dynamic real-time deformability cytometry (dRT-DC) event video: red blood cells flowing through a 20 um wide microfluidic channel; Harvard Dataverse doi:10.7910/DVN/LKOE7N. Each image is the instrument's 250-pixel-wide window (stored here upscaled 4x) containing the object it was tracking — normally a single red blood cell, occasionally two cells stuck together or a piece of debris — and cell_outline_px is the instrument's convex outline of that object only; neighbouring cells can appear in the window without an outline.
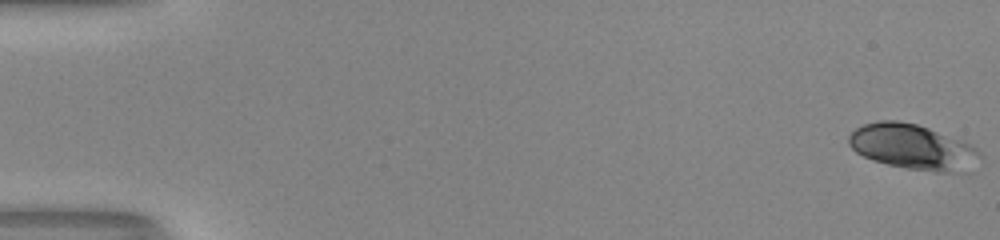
{"species": "human", "species_latin": "Homo sapiens", "temperature_condition": "room temperature", "stored_images_in_passage": 52, "camera_frame_rate_fps": 3000, "um_per_image_px": 0.085, "donor": {"sex": "male"}, "frame": {"image": 1, "passage_image": 1, "time_ms": 0.0, "image_size_px": [1000, 240], "cell_outline_px": [[984, 160], [972, 172], [936, 172], [908, 168], [888, 164], [872, 160], [856, 152], [848, 144], [848, 136], [856, 128], [864, 124], [876, 120], [896, 120], [916, 124], [928, 128], [972, 144], [980, 152]], "centroid_in_image_um": [77.68, 12.51], "position_along_channel_um": 7.3, "area_um2": 35.14}}
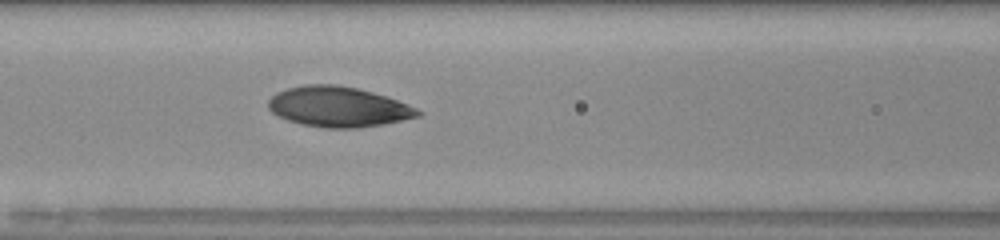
{"frame": {"image": 2, "passage_image": 23, "time_ms": 7.333, "image_size_px": [1000, 240], "cell_outline_px": [[424, 112], [420, 116], [384, 124], [356, 128], [324, 128], [300, 124], [288, 120], [272, 112], [268, 108], [268, 100], [276, 92], [288, 88], [304, 84], [336, 84], [356, 88], [372, 92], [408, 104]], "centroid_in_image_um": [28.75, 9.08], "position_along_channel_um": 137.9, "area_um2": 35.08}}
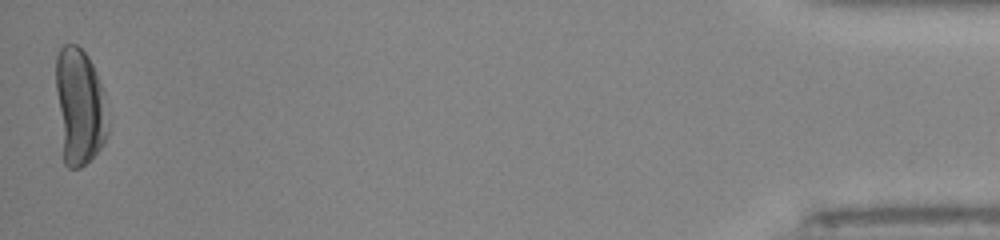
{"frame": {"image": 3, "passage_image": 52, "time_ms": 17.0, "image_size_px": [1000, 240], "cell_outline_px": [[108, 132], [100, 148], [80, 168], [68, 168], [64, 164], [56, 88], [56, 56], [60, 48], [64, 44], [76, 44], [88, 56], [96, 72], [104, 92], [108, 128]], "centroid_in_image_um": [6.76, 9.03], "position_along_channel_um": 428.4, "area_um2": 34.97}, "authors_computed_cell_mechanics": {"area_um2": 34.0731, "velocity_mm_per_s": 4.0114, "shape_relaxation_time_tau1_ms": 11.0253, "shape_relaxation_time_tau2_ms": 1.3105, "deformation_change_tau1": 0.3752, "deformation_change_tau2": 0.0682}}